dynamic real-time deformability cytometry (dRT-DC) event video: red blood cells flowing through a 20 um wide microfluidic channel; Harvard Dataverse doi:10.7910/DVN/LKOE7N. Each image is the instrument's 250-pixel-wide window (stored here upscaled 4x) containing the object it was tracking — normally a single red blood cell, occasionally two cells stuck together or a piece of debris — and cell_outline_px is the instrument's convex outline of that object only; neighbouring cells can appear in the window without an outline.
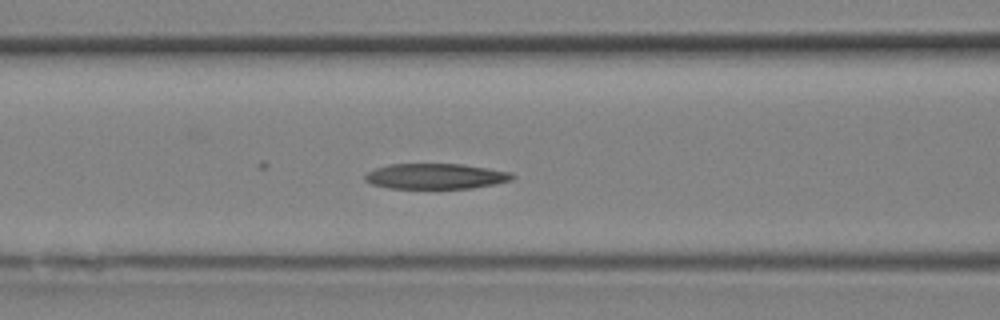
{"species": "Egyptian fruit bat (a non-hibernating species)", "species_latin": "Rousettus aegyptiacus", "temperature_condition": "room temperature", "stored_images_in_passage": 15, "camera_frame_rate_fps": 3000, "um_per_image_px": 0.085, "animal": {"sex": "female"}, "frame": {"image": 1, "passage_image": 9, "time_ms": 2.667, "image_size_px": [1000, 320], "cell_outline_px": [[516, 176], [512, 180], [472, 188], [388, 188], [372, 184], [364, 180], [364, 176], [368, 172], [376, 168], [388, 164], [460, 164], [488, 168], [512, 172]], "centroid_in_image_um": [37.03, 14.98], "position_along_channel_um": 129.6, "area_um2": 21.79}}
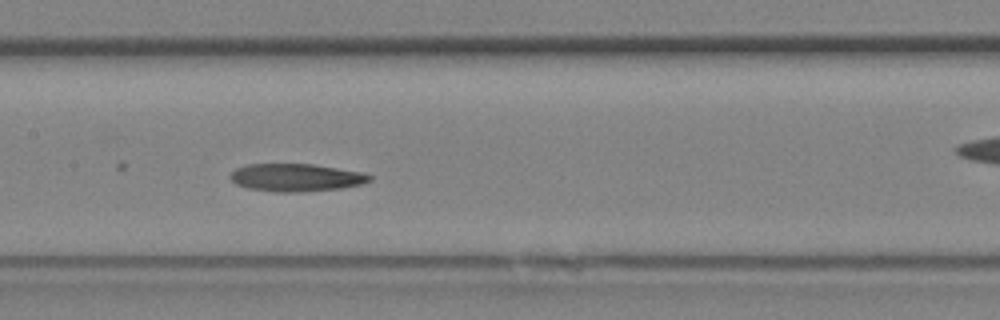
{"frame": {"image": 2, "passage_image": 11, "time_ms": 3.333, "image_size_px": [1000, 320], "cell_outline_px": [[372, 180], [360, 184], [340, 188], [292, 192], [276, 192], [248, 188], [236, 184], [228, 176], [236, 168], [244, 164], [312, 164], [360, 172], [372, 176]], "centroid_in_image_um": [25.11, 15.08], "position_along_channel_um": 182.3, "area_um2": 22.25}}